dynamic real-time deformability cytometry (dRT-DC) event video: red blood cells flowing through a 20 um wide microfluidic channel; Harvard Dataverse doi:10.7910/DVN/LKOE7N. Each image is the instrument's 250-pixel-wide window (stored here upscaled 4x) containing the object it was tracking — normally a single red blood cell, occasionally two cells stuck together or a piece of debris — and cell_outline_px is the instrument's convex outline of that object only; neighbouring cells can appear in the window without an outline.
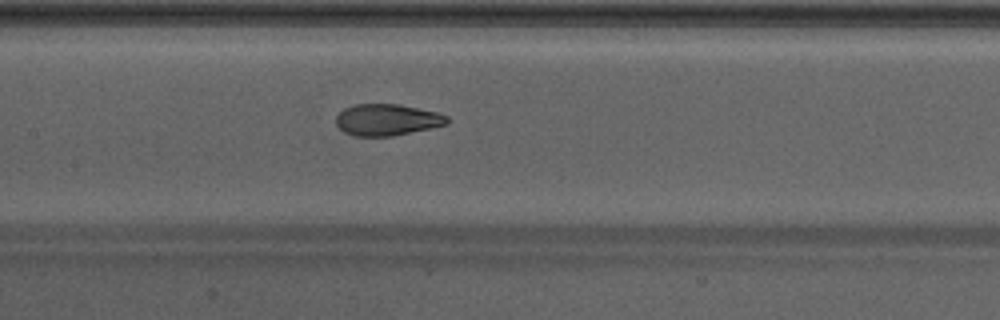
{"species": "Egyptian fruit bat (a non-hibernating species)", "species_latin": "Rousettus aegyptiacus", "temperature_condition": "warm", "stored_images_in_passage": 30, "camera_frame_rate_fps": 3000, "um_per_image_px": 0.085, "animal": {"sex": "male"}, "frame": {"image": 1, "passage_image": 8, "time_ms": 2.333, "image_size_px": [1000, 320], "cell_outline_px": [[448, 124], [432, 128], [392, 136], [352, 136], [344, 132], [336, 124], [336, 116], [344, 108], [352, 104], [396, 104], [436, 112], [448, 116]], "centroid_in_image_um": [32.87, 10.19], "position_along_channel_um": 174.5, "area_um2": 20.4}}
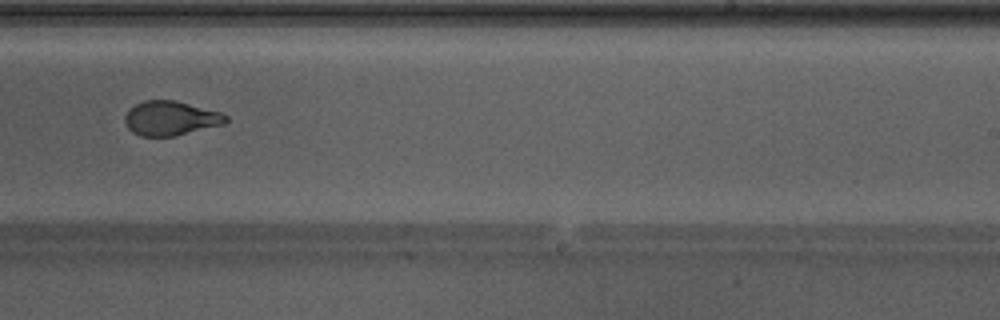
{"frame": {"image": 2, "passage_image": 15, "time_ms": 4.667, "image_size_px": [1000, 320], "cell_outline_px": [[228, 120], [224, 124], [172, 136], [140, 136], [132, 132], [128, 128], [124, 120], [124, 116], [136, 104], [144, 100], [176, 100], [220, 112], [228, 116]], "centroid_in_image_um": [14.5, 10.05], "position_along_channel_um": 274.5, "area_um2": 20.06}}
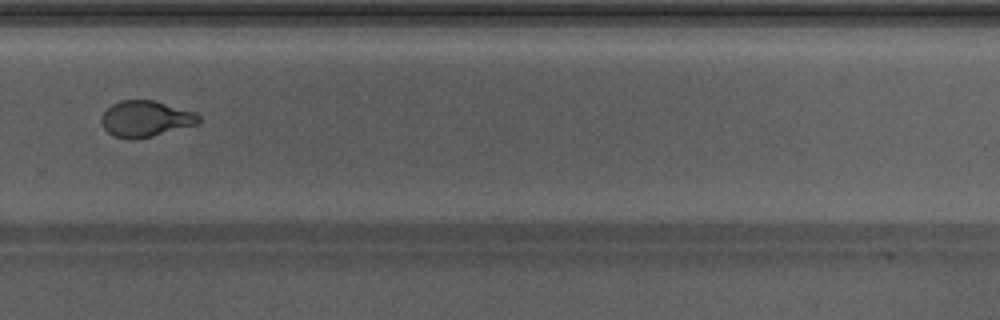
{"frame": {"image": 3, "passage_image": 18, "time_ms": 5.667, "image_size_px": [1000, 320], "cell_outline_px": [[200, 124], [152, 136], [116, 136], [108, 132], [104, 128], [100, 120], [104, 112], [112, 104], [120, 100], [152, 100], [196, 112], [200, 116]], "centroid_in_image_um": [12.43, 10.06], "position_along_channel_um": 317.4, "area_um2": 19.94}, "authors_computed_cell_mechanics": {"area_um2": 20.8658, "velocity_mm_per_s": 4.3008, "shape_relaxation_time_tau1_ms": 4.72, "shape_relaxation_time_tau2_ms": 0.8464, "deformation_change_tau1": 0.1939, "deformation_change_tau2": 0.0669}}